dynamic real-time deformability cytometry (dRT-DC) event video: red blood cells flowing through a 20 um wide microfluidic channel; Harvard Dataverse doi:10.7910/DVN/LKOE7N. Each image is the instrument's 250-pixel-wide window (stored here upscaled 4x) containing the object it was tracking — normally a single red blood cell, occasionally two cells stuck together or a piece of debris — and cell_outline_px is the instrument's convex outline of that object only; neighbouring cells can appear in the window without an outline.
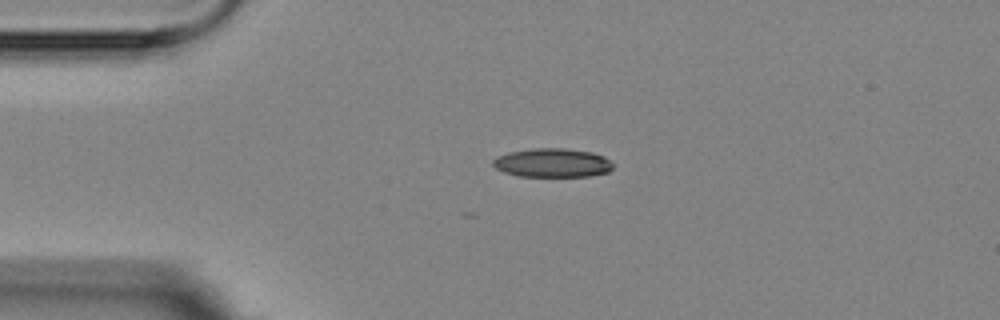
{"species": "Egyptian fruit bat (a non-hibernating species)", "species_latin": "Rousettus aegyptiacus", "temperature_condition": "room temperature", "stored_images_in_passage": 2, "camera_frame_rate_fps": 3000, "um_per_image_px": 0.085, "animal": {"sex": "female"}, "frame": {"image": 1, "passage_image": 1, "time_ms": 0.0, "image_size_px": [1000, 320], "cell_outline_px": [[612, 168], [608, 172], [588, 176], [516, 176], [504, 172], [496, 168], [492, 164], [492, 160], [496, 156], [508, 152], [532, 148], [564, 148], [592, 152], [604, 156], [612, 164]], "centroid_in_image_um": [46.91, 13.83], "position_along_channel_um": 38.1, "area_um2": 20.23}}